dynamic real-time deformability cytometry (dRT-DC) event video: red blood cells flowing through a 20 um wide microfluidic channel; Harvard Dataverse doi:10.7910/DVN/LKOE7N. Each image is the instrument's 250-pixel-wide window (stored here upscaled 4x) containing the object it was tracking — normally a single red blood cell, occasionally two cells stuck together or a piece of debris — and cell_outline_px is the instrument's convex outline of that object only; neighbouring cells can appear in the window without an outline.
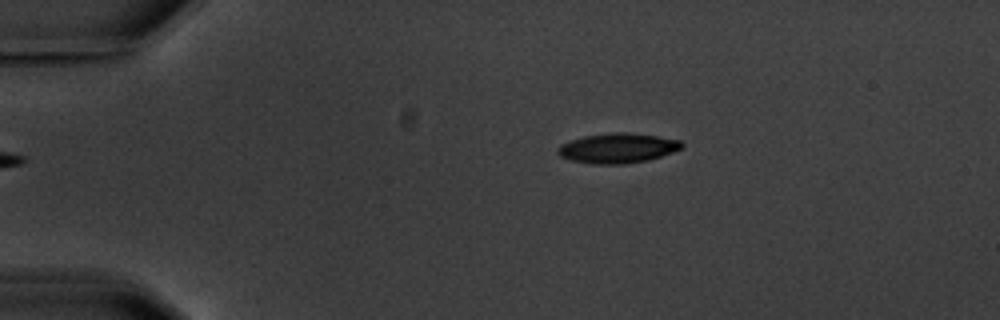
{"species": "common noctule bat (a hibernating species)", "species_latin": "Nyctalus noctula", "temperature_condition": "warm", "stored_images_in_passage": 2, "camera_frame_rate_fps": 3000, "um_per_image_px": 0.085, "animal": {"sex": "male", "body_mass_g": 20.1, "forearm_length_mm": 53.5}, "frame": {"image": 1, "passage_image": 2, "time_ms": 1.333, "image_size_px": [1000, 320], "cell_outline_px": [[684, 148], [648, 160], [624, 164], [596, 164], [572, 160], [560, 156], [556, 152], [556, 148], [560, 144], [584, 136], [612, 132], [624, 132], [656, 136], [680, 140], [684, 144]], "centroid_in_image_um": [52.5, 12.59], "position_along_channel_um": 32.5, "area_um2": 21.5}}